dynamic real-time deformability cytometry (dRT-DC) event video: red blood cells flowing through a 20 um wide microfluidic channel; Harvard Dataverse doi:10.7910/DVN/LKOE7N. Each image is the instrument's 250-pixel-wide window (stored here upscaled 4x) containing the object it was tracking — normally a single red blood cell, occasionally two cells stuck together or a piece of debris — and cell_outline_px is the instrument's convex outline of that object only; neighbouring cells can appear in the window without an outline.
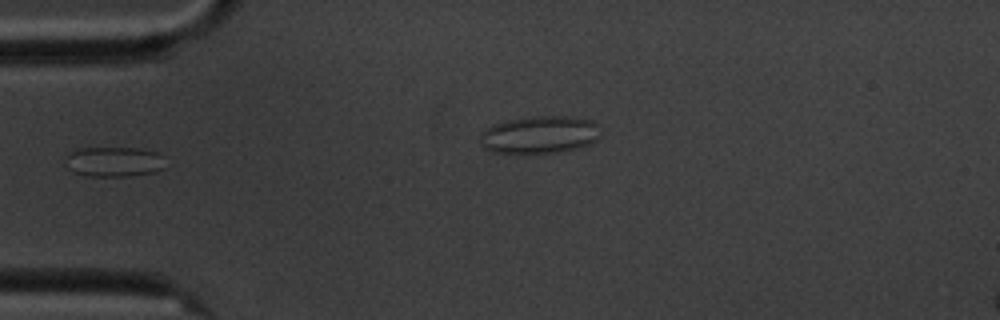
{"species": "common noctule bat (a hibernating species)", "species_latin": "Nyctalus noctula", "temperature_condition": "cold", "stored_images_in_passage": 6, "segment_of_instrument_passage": [1, 2], "camera_frame_rate_fps": 3000, "um_per_image_px": 0.085, "animal": {"sex": "male", "body_mass_g": 20.1, "forearm_length_mm": 53.5}, "frame": {"image": 1, "passage_image": 5, "time_ms": 5.667, "image_size_px": [1000, 320], "cell_outline_px": [[164, 168], [156, 172], [128, 176], [88, 176], [72, 172], [68, 168], [68, 152], [76, 148], [136, 148], [156, 152], [160, 156]], "centroid_in_image_um": [9.66, 13.75], "position_along_channel_um": 75.3, "area_um2": 17.28}}